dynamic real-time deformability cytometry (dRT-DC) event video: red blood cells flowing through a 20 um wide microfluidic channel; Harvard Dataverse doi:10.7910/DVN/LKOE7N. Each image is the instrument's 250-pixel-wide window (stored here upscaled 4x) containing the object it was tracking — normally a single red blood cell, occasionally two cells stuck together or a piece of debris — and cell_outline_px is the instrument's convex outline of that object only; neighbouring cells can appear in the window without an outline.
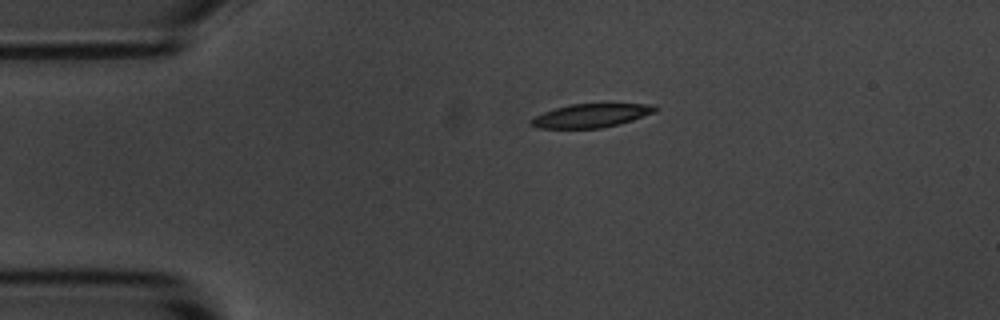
{"species": "common noctule bat (a hibernating species)", "species_latin": "Nyctalus noctula", "temperature_condition": "room temperature", "stored_images_in_passage": 2, "camera_frame_rate_fps": 3000, "um_per_image_px": 0.085, "animal": {"sex": "male", "body_mass_g": 20.1, "forearm_length_mm": 53.5}, "frame": {"image": 1, "passage_image": 1, "time_ms": 0.0, "image_size_px": [1000, 320], "cell_outline_px": [[660, 108], [656, 112], [620, 124], [600, 128], [536, 128], [528, 124], [528, 120], [544, 112], [556, 108], [572, 104], [656, 104]], "centroid_in_image_um": [50.26, 9.83], "position_along_channel_um": 34.7, "area_um2": 17.17}}